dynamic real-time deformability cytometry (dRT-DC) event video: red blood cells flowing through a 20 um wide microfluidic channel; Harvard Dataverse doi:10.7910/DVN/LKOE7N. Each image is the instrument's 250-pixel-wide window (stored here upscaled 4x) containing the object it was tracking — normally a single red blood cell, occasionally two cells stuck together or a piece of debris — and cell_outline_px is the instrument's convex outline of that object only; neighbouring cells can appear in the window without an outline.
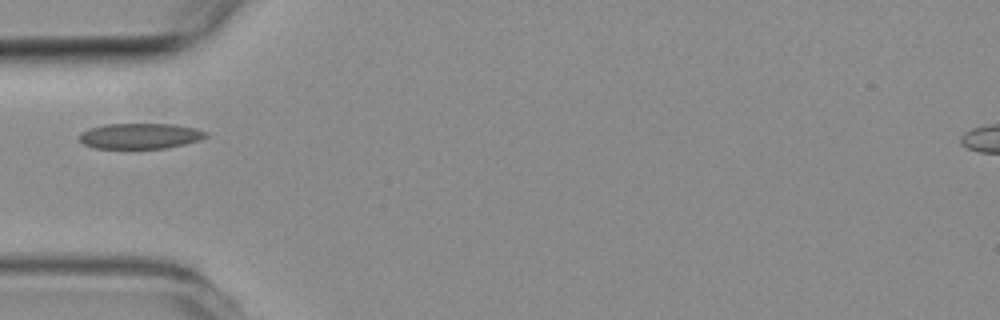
{"species": "common noctule bat (a hibernating species)", "species_latin": "Nyctalus noctula", "temperature_condition": "room temperature", "stored_images_in_passage": 1, "camera_frame_rate_fps": 3000, "um_per_image_px": 0.085, "animal": {"sex": "female", "body_mass_g": 19.3, "forearm_length_mm": 54.1}, "frame": {"image": 1, "passage_image": 1, "time_ms": 0.0, "image_size_px": [1000, 320], "cell_outline_px": [[208, 136], [200, 140], [168, 148], [96, 148], [84, 144], [80, 140], [80, 132], [88, 128], [104, 124], [176, 124], [196, 128], [208, 132]], "centroid_in_image_um": [11.94, 11.55], "position_along_channel_um": 73.1, "area_um2": 18.96}}